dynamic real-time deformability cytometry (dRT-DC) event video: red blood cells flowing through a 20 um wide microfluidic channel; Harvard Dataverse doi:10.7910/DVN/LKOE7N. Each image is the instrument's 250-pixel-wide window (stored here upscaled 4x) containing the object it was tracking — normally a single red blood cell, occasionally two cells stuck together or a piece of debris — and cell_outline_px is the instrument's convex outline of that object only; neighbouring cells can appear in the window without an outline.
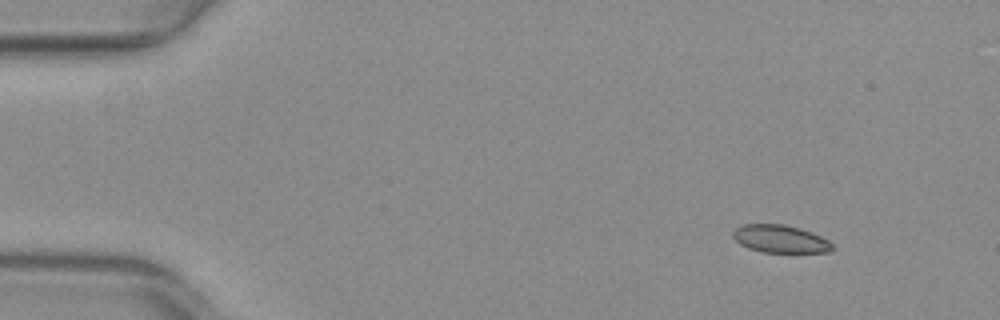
{"species": "common noctule bat (a hibernating species)", "species_latin": "Nyctalus noctula", "temperature_condition": "warm", "stored_images_in_passage": 4, "camera_frame_rate_fps": 3000, "um_per_image_px": 0.085, "animal": {"sex": "female", "body_mass_g": 29.2, "forearm_length_mm": 56.3}, "frame": {"image": 1, "passage_image": 1, "time_ms": 0.0, "image_size_px": [1000, 320], "cell_outline_px": [[832, 248], [828, 252], [760, 252], [748, 248], [740, 244], [732, 236], [732, 232], [736, 228], [744, 224], [784, 224], [800, 228], [812, 232], [828, 240], [832, 244]], "centroid_in_image_um": [66.29, 20.3], "position_along_channel_um": 18.7, "area_um2": 16.01}}